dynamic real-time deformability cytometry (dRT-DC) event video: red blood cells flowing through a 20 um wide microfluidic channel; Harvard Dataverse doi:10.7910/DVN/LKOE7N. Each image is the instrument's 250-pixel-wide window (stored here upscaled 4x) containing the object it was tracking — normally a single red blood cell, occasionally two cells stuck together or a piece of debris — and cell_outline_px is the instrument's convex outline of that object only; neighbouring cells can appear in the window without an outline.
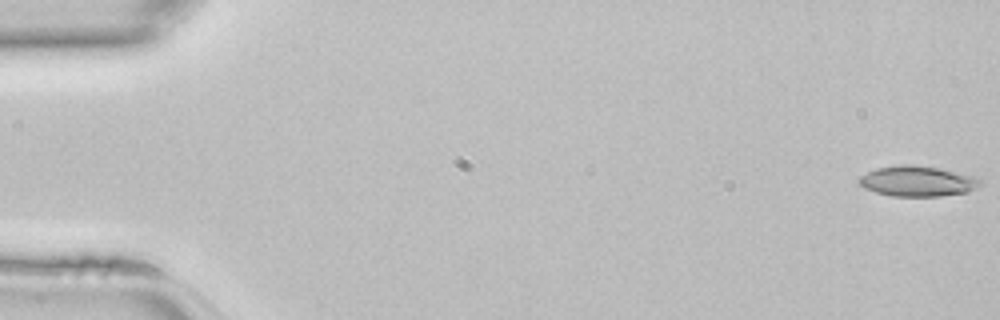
{"species": "common noctule bat (a hibernating species)", "species_latin": "Nyctalus noctula", "temperature_condition": "room temperature", "stored_images_in_passage": 46, "camera_frame_rate_fps": 3000, "um_per_image_px": 0.085, "animal": {"sex": "female", "body_mass_g": 22.7, "forearm_length_mm": 54.2}, "frame": {"image": 1, "passage_image": 1, "time_ms": 0.0, "image_size_px": [1000, 320], "cell_outline_px": [[984, 184], [980, 188], [968, 192], [940, 196], [892, 196], [876, 192], [864, 188], [856, 180], [860, 176], [876, 168], [904, 164], [908, 164], [940, 168], [976, 176]], "centroid_in_image_um": [78.04, 15.4], "position_along_channel_um": 7.0, "area_um2": 21.73}}
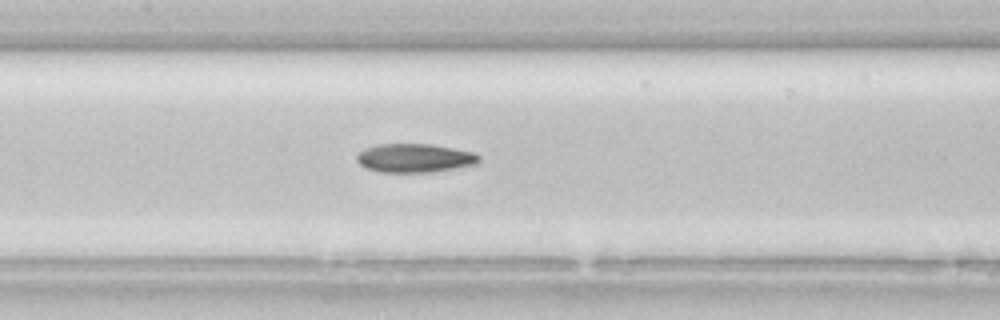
{"frame": {"image": 2, "passage_image": 22, "time_ms": 7.0, "image_size_px": [1000, 320], "cell_outline_px": [[480, 164], [432, 172], [380, 172], [368, 168], [360, 164], [356, 160], [356, 156], [364, 148], [376, 144], [432, 144], [476, 152], [480, 156]], "centroid_in_image_um": [35.3, 13.43], "position_along_channel_um": 172.1, "area_um2": 20.69}}
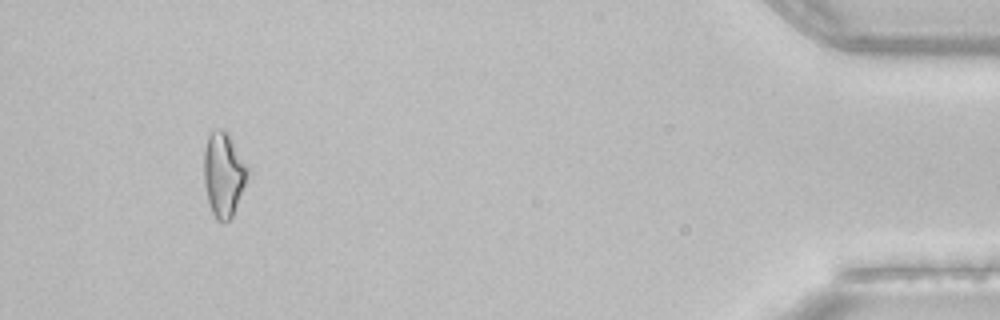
{"frame": {"image": 3, "passage_image": 43, "time_ms": 14.0, "image_size_px": [1000, 320], "cell_outline_px": [[248, 172], [244, 184], [232, 216], [224, 224], [216, 220], [212, 212], [208, 200], [204, 184], [204, 148], [208, 136], [216, 128], [224, 128], [228, 132], [248, 168]], "centroid_in_image_um": [18.97, 14.8], "position_along_channel_um": 416.2, "area_um2": 21.21}}